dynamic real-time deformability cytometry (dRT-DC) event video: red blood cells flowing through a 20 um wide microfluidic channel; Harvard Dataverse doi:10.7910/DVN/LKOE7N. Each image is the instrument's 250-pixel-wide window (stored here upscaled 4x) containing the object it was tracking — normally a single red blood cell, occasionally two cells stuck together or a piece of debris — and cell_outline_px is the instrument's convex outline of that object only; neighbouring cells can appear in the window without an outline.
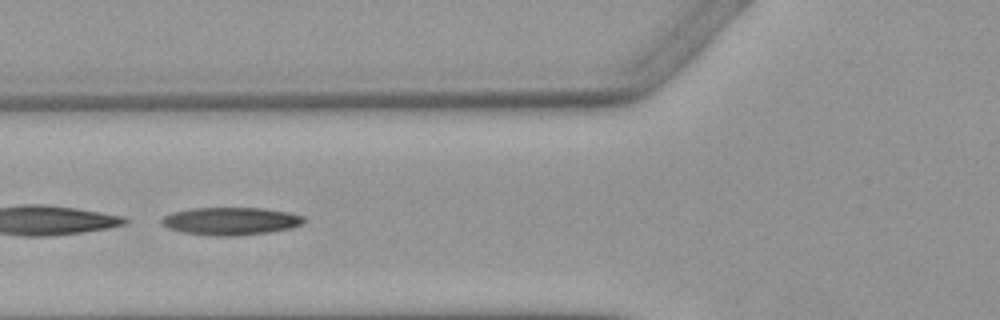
{"species": "Egyptian fruit bat (a non-hibernating species)", "species_latin": "Rousettus aegyptiacus", "temperature_condition": "warm", "stored_images_in_passage": 3, "camera_frame_rate_fps": 3000, "um_per_image_px": 0.085, "animal": {"sex": "female"}, "frame": {"image": 1, "passage_image": 2, "time_ms": 1.333, "image_size_px": [1000, 320], "cell_outline_px": [[304, 224], [292, 228], [268, 232], [236, 236], [208, 236], [180, 232], [168, 228], [160, 220], [164, 216], [172, 212], [192, 208], [264, 208], [288, 212], [304, 216]], "centroid_in_image_um": [19.61, 18.8], "position_along_channel_um": 106.2, "area_um2": 23.18}}
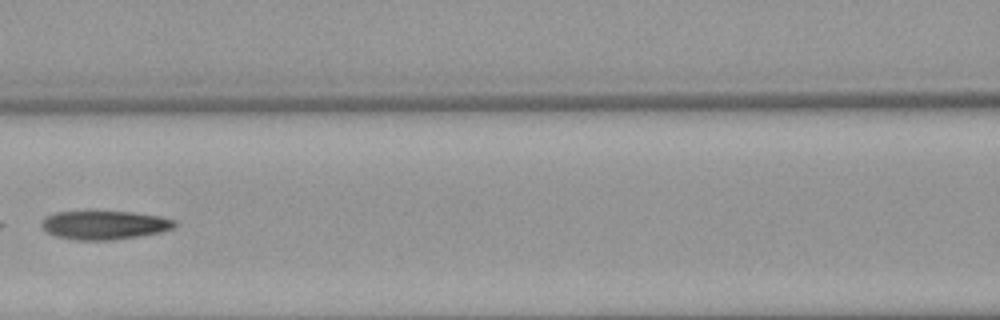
{"frame": {"image": 2, "passage_image": 3, "time_ms": 2.667, "image_size_px": [1000, 320], "cell_outline_px": [[176, 224], [172, 228], [160, 232], [140, 236], [112, 240], [76, 240], [56, 236], [48, 232], [40, 224], [44, 216], [56, 212], [132, 212], [160, 216], [176, 220]], "centroid_in_image_um": [8.87, 19.13], "position_along_channel_um": 157.7, "area_um2": 22.14}}